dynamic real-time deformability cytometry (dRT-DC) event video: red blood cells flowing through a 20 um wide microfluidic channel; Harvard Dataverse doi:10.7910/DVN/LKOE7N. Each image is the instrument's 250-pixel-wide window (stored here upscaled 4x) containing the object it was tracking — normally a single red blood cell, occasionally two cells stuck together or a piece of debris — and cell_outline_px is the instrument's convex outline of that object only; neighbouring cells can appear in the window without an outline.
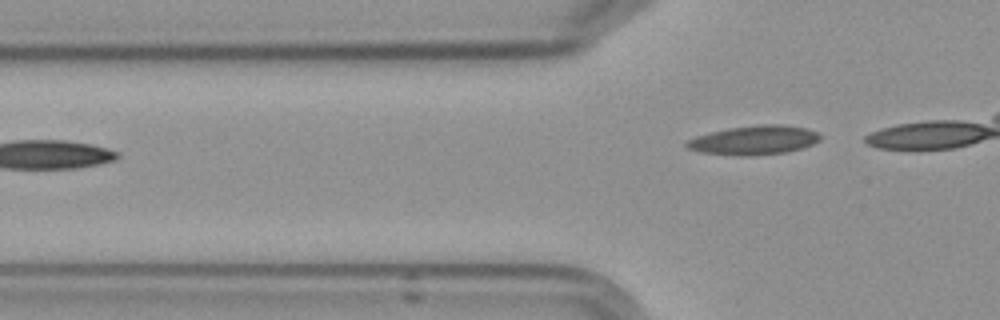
{"species": "Egyptian fruit bat (a non-hibernating species)", "species_latin": "Rousettus aegyptiacus", "temperature_condition": "cold", "stored_images_in_passage": 3, "segment_of_instrument_passage": [2, 2], "camera_frame_rate_fps": 3000, "um_per_image_px": 0.085, "frame": {"image": 1, "passage_image": 3, "time_ms": 2.333, "image_size_px": [1000, 320], "cell_outline_px": [[820, 140], [812, 144], [788, 152], [748, 156], [736, 156], [704, 152], [688, 148], [684, 144], [688, 140], [696, 136], [728, 128], [760, 124], [780, 124], [804, 128], [816, 132], [820, 136]], "centroid_in_image_um": [64.09, 11.91], "position_along_channel_um": 61.7, "area_um2": 22.43}}